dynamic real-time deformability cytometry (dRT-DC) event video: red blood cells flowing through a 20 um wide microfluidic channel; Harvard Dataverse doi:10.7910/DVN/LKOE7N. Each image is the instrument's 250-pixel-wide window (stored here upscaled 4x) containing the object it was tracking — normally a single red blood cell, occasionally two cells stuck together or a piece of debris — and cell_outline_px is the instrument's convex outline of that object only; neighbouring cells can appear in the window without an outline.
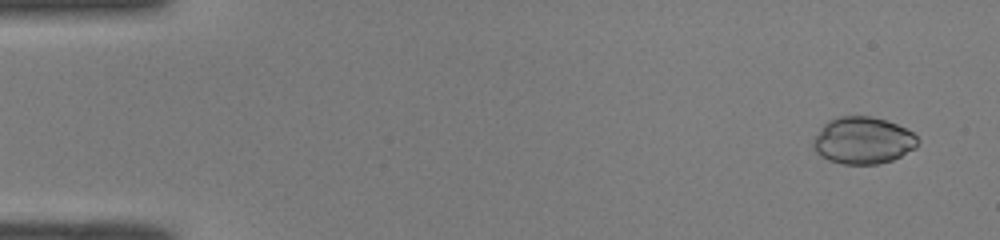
{"species": "common noctule bat (a hibernating species)", "species_latin": "Nyctalus noctula", "temperature_condition": "room temperature", "stored_images_in_passage": 50, "camera_frame_rate_fps": 3000, "um_per_image_px": 0.085, "animal": {"sex": "male", "body_mass_g": 19.0, "forearm_length_mm": 50.8}, "frame": {"image": 1, "passage_image": 3, "time_ms": 0.667, "image_size_px": [1000, 240], "cell_outline_px": [[916, 148], [892, 160], [876, 164], [844, 164], [828, 160], [820, 156], [812, 148], [812, 140], [820, 128], [828, 120], [840, 116], [872, 116], [896, 124], [912, 132], [916, 136]], "centroid_in_image_um": [73.3, 11.94], "position_along_channel_um": 11.7, "area_um2": 28.55}}
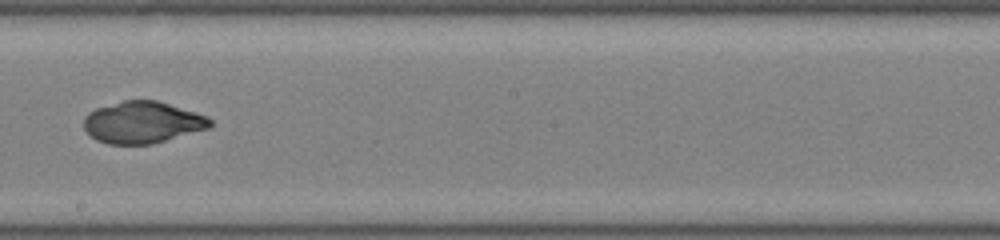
{"frame": {"image": 2, "passage_image": 29, "time_ms": 9.333, "image_size_px": [1000, 240], "cell_outline_px": [[212, 124], [208, 128], [152, 144], [108, 144], [96, 140], [84, 128], [84, 116], [88, 112], [96, 108], [124, 100], [156, 100], [196, 112], [208, 116], [212, 120]], "centroid_in_image_um": [12.1, 10.4], "position_along_channel_um": 236.1, "area_um2": 30.63}}
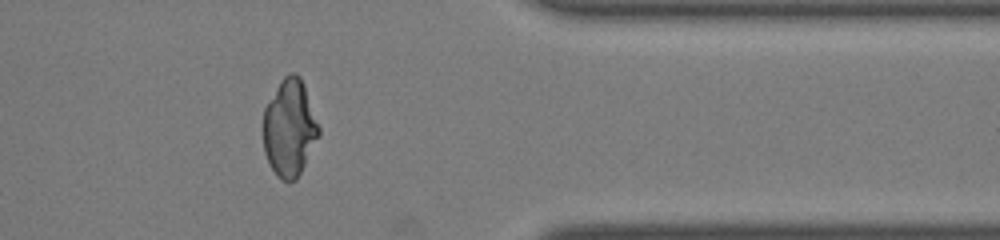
{"frame": {"image": 3, "passage_image": 41, "time_ms": 13.333, "image_size_px": [1000, 240], "cell_outline_px": [[320, 136], [296, 180], [280, 180], [276, 176], [264, 152], [264, 108], [280, 80], [288, 72], [296, 72], [300, 76], [304, 84], [320, 128]], "centroid_in_image_um": [24.62, 10.85], "position_along_channel_um": 386.8, "area_um2": 31.44}}